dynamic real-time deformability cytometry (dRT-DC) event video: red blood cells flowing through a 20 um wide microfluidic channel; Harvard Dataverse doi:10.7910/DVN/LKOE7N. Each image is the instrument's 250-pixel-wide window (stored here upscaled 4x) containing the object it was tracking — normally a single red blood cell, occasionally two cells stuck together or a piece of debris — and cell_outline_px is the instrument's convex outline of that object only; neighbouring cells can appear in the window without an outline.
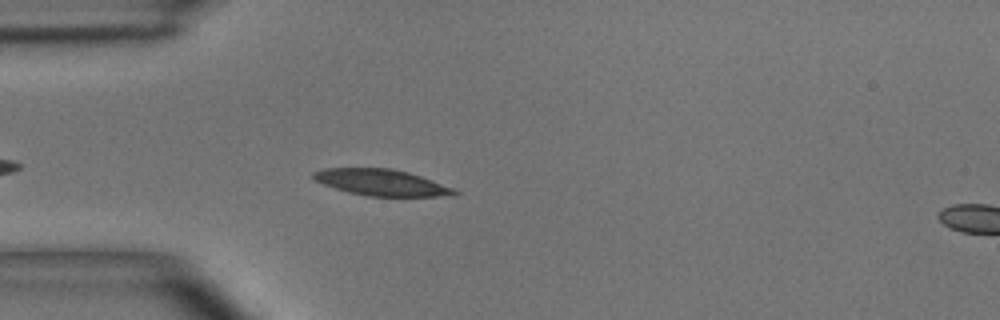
{"species": "common noctule bat (a hibernating species)", "species_latin": "Nyctalus noctula", "temperature_condition": "room temperature", "stored_images_in_passage": 40, "camera_frame_rate_fps": 3000, "um_per_image_px": 0.085, "animal": {"sex": "male", "body_mass_g": 15.6}, "frame": {"image": 1, "passage_image": 5, "time_ms": 1.333, "image_size_px": [1000, 320], "cell_outline_px": [[460, 192], [456, 196], [368, 196], [348, 192], [324, 184], [316, 180], [312, 176], [312, 172], [324, 168], [392, 168], [408, 172], [432, 180], [452, 188]], "centroid_in_image_um": [32.44, 15.51], "position_along_channel_um": 52.6, "area_um2": 21.5}}
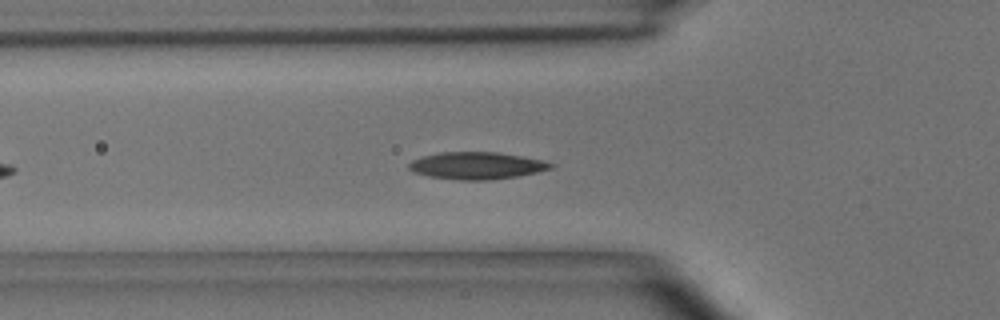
{"frame": {"image": 2, "passage_image": 8, "time_ms": 2.333, "image_size_px": [1000, 320], "cell_outline_px": [[556, 164], [552, 168], [520, 176], [488, 180], [460, 180], [428, 176], [412, 172], [408, 168], [408, 164], [412, 160], [420, 156], [440, 152], [496, 152], [544, 160]], "centroid_in_image_um": [40.5, 14.08], "position_along_channel_um": 85.3, "area_um2": 22.6}}
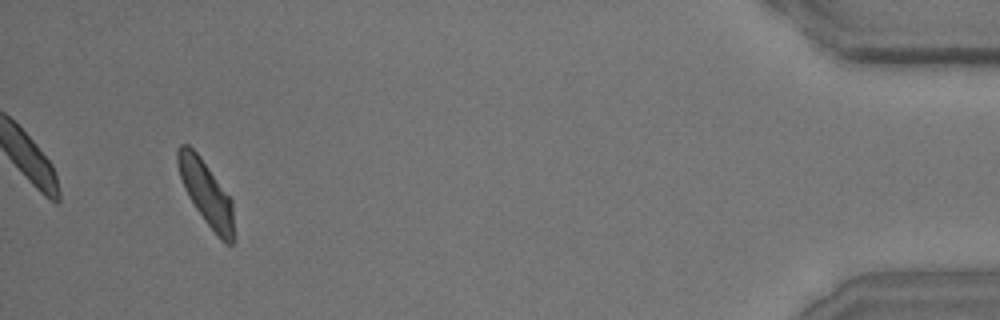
{"frame": {"image": 3, "passage_image": 38, "time_ms": 12.333, "image_size_px": [1000, 320], "cell_outline_px": [[236, 236], [232, 244], [224, 244], [220, 240], [204, 220], [188, 196], [184, 188], [180, 176], [176, 160], [176, 148], [180, 144], [188, 144], [200, 156], [232, 200]], "centroid_in_image_um": [17.55, 16.46], "position_along_channel_um": 417.6, "area_um2": 21.33}, "authors_computed_cell_mechanics": {"area_um2": 21.4727, "velocity_mm_per_s": 4.0471, "shape_relaxation_time_tau1_ms": 3.306, "shape_relaxation_time_tau2_ms": 3.9141, "deformation_change_tau1": 0.1128, "deformation_change_tau2": 0.1031}}